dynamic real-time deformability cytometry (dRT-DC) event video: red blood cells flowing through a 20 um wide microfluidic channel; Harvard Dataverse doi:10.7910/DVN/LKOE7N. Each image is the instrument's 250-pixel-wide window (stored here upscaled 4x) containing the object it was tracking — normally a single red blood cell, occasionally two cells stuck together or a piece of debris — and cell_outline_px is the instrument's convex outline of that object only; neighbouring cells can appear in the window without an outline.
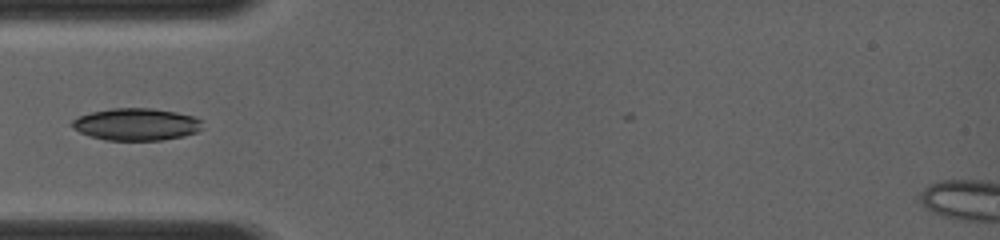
{"species": "common noctule bat (a hibernating species)", "species_latin": "Nyctalus noctula", "temperature_condition": "room temperature", "stored_images_in_passage": 19, "camera_frame_rate_fps": 4000, "um_per_image_px": 0.085, "animal": {"sex": "female", "body_mass_g": 19.0, "forearm_length_mm": 56.7}, "frame": {"image": 1, "passage_image": 2, "time_ms": 0.5, "image_size_px": [1000, 240], "cell_outline_px": [[200, 128], [196, 132], [180, 136], [160, 140], [108, 140], [92, 136], [80, 132], [72, 124], [72, 120], [80, 116], [92, 112], [112, 108], [152, 108], [176, 112], [192, 116], [200, 120]], "centroid_in_image_um": [11.57, 10.56], "position_along_channel_um": 73.4, "area_um2": 23.87}}